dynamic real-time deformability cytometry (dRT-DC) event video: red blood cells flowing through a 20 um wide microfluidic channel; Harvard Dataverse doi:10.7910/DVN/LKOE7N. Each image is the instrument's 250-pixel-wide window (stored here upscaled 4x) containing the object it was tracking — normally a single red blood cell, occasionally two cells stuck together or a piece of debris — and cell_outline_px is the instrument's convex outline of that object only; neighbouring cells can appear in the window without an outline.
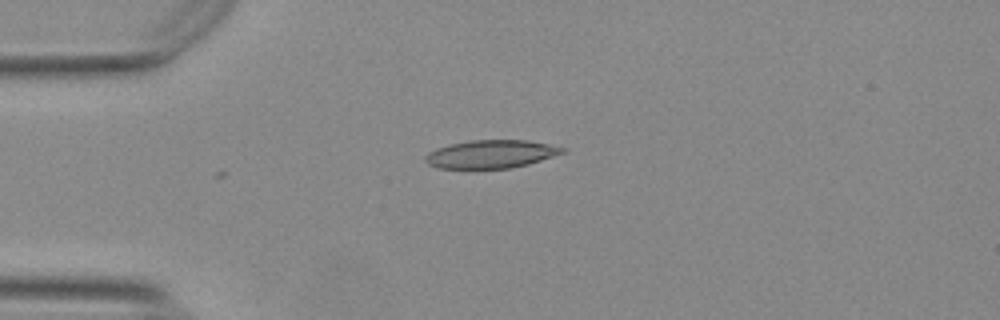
{"species": "Egyptian fruit bat (a non-hibernating species)", "species_latin": "Rousettus aegyptiacus", "temperature_condition": "warm", "stored_images_in_passage": 7, "camera_frame_rate_fps": 3000, "um_per_image_px": 0.085, "animal": {"sex": "female"}, "frame": {"image": 1, "passage_image": 1, "time_ms": 0.0, "image_size_px": [1000, 320], "cell_outline_px": [[568, 148], [564, 152], [528, 164], [512, 168], [440, 168], [428, 164], [424, 160], [424, 156], [428, 152], [436, 148], [448, 144], [472, 140], [528, 140]], "centroid_in_image_um": [41.71, 13.09], "position_along_channel_um": 43.3, "area_um2": 22.43}}
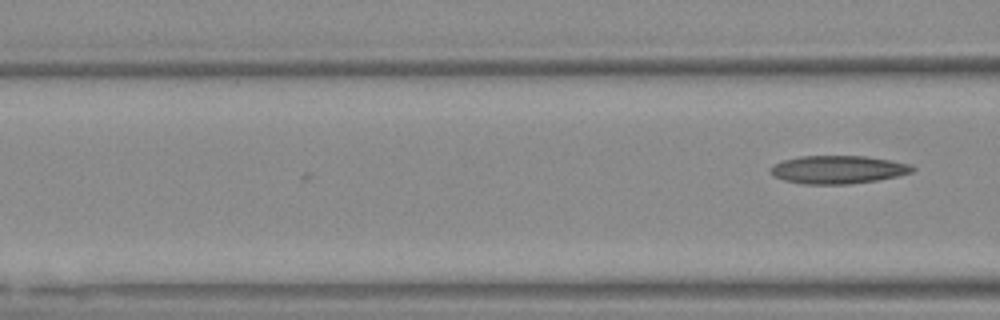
{"frame": {"image": 2, "passage_image": 7, "time_ms": 2.0, "image_size_px": [1000, 320], "cell_outline_px": [[916, 168], [912, 172], [896, 176], [876, 180], [848, 184], [804, 184], [784, 180], [768, 172], [768, 168], [772, 164], [784, 160], [800, 156], [868, 156], [912, 164]], "centroid_in_image_um": [71.21, 14.41], "position_along_channel_um": 95.4, "area_um2": 23.29}}